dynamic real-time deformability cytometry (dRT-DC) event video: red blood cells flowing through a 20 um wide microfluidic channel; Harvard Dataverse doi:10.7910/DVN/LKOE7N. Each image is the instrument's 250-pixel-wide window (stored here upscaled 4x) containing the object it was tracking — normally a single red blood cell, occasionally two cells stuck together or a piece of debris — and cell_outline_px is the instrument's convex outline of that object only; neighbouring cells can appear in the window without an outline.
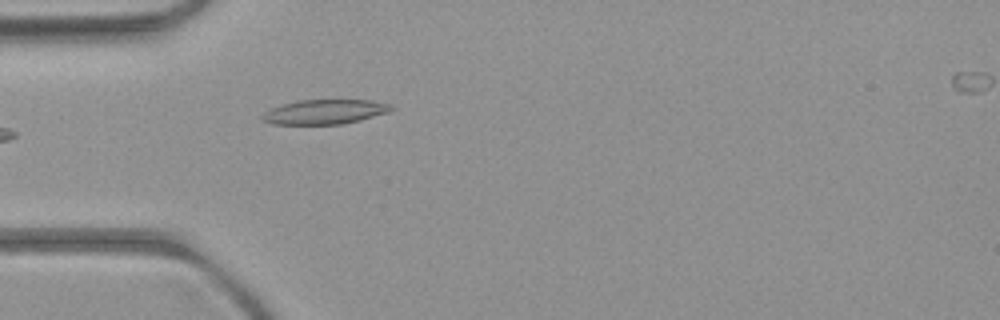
{"species": "common noctule bat (a hibernating species)", "species_latin": "Nyctalus noctula", "temperature_condition": "room temperature", "stored_images_in_passage": 6, "camera_frame_rate_fps": 3000, "um_per_image_px": 0.085, "animal": {"sex": "female", "body_mass_g": 21.9}, "frame": {"image": 1, "passage_image": 5, "time_ms": 5.333, "image_size_px": [1000, 320], "cell_outline_px": [[396, 108], [388, 112], [360, 120], [340, 124], [272, 124], [260, 120], [260, 116], [264, 112], [280, 104], [296, 100], [372, 100], [392, 104]], "centroid_in_image_um": [27.58, 9.5], "position_along_channel_um": 57.4, "area_um2": 18.67}}